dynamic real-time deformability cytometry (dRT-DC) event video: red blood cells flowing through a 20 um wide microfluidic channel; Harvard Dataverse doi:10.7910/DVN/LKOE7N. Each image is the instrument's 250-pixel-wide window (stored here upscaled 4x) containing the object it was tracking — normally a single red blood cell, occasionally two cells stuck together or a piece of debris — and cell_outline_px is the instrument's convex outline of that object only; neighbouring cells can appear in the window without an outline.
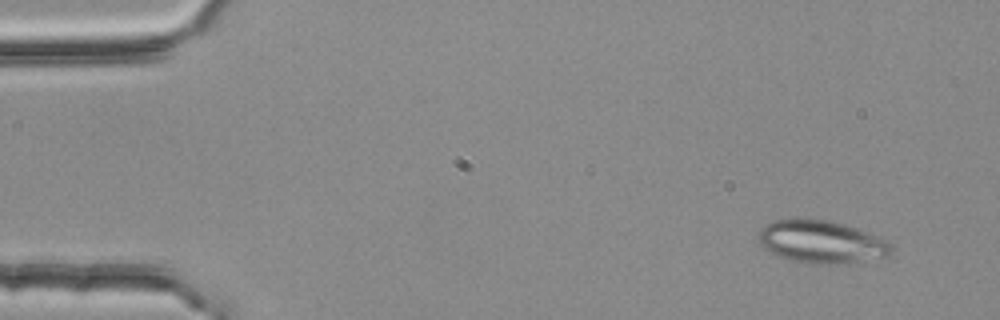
{"species": "common noctule bat (a hibernating species)", "species_latin": "Nyctalus noctula", "temperature_condition": "room temperature", "stored_images_in_passage": 4, "camera_frame_rate_fps": 3000, "um_per_image_px": 0.085, "animal": {"sex": "female", "body_mass_g": 25.1}, "frame": {"image": 1, "passage_image": 1, "time_ms": 0.0, "image_size_px": [1000, 320], "cell_outline_px": [[892, 252], [888, 256], [836, 264], [816, 264], [788, 260], [772, 252], [760, 244], [760, 228], [764, 224], [772, 220], [804, 216], [828, 220], [844, 224], [856, 228], [888, 240], [892, 244]], "centroid_in_image_um": [69.8, 20.51], "position_along_channel_um": 15.2, "area_um2": 33.35}}